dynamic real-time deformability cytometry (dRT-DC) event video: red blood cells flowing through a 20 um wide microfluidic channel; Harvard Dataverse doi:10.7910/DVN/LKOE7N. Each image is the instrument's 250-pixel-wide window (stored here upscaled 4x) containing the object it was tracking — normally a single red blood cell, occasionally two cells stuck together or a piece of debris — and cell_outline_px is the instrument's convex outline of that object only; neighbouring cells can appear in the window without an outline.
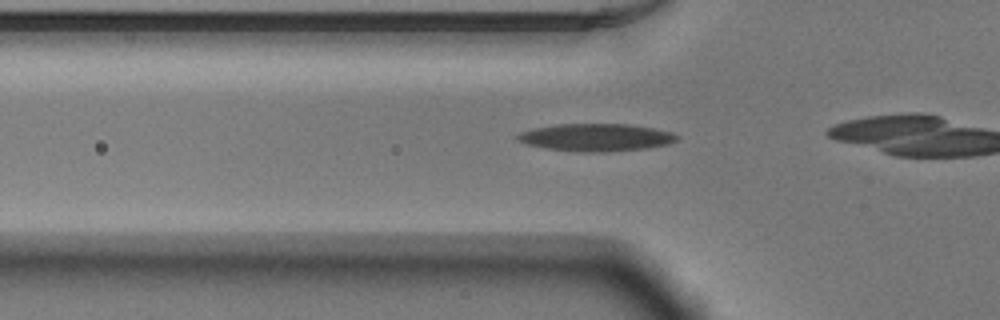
{"species": "Egyptian fruit bat (a non-hibernating species)", "species_latin": "Rousettus aegyptiacus", "temperature_condition": "warm", "stored_images_in_passage": 19, "camera_frame_rate_fps": 3000, "um_per_image_px": 0.085, "animal": {"sex": "male"}, "frame": {"image": 1, "passage_image": 10, "time_ms": 3.0, "image_size_px": [1000, 320], "cell_outline_px": [[680, 136], [676, 140], [668, 144], [648, 148], [608, 152], [580, 152], [548, 148], [528, 144], [516, 140], [516, 136], [520, 132], [536, 128], [560, 124], [628, 124], [652, 128], [672, 132]], "centroid_in_image_um": [50.7, 11.68], "position_along_channel_um": 75.1, "area_um2": 25.43}}
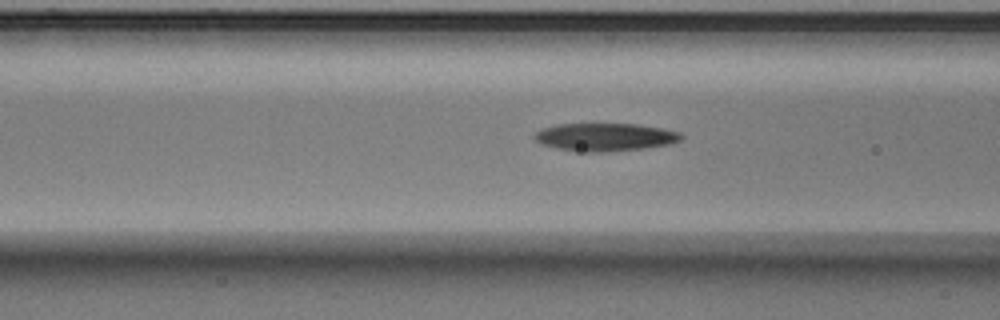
{"frame": {"image": 2, "passage_image": 13, "time_ms": 4.0, "image_size_px": [1000, 320], "cell_outline_px": [[684, 136], [680, 140], [672, 144], [644, 148], [604, 152], [588, 152], [556, 148], [540, 144], [532, 136], [536, 132], [544, 128], [556, 124], [636, 124], [660, 128], [680, 132]], "centroid_in_image_um": [51.43, 11.65], "position_along_channel_um": 115.2, "area_um2": 23.81}}
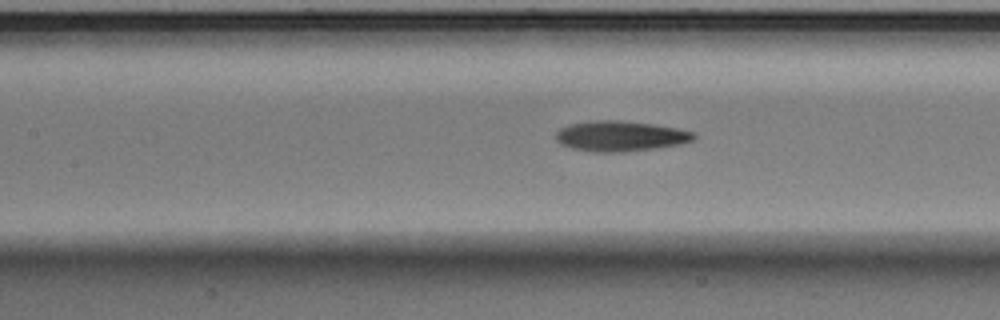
{"frame": {"image": 3, "passage_image": 16, "time_ms": 5.0, "image_size_px": [1000, 320], "cell_outline_px": [[696, 140], [680, 144], [656, 148], [612, 152], [596, 152], [572, 148], [560, 144], [556, 140], [556, 132], [560, 128], [572, 124], [596, 120], [616, 120], [652, 124], [676, 128], [696, 132]], "centroid_in_image_um": [52.76, 11.57], "position_along_channel_um": 154.6, "area_um2": 24.22}}